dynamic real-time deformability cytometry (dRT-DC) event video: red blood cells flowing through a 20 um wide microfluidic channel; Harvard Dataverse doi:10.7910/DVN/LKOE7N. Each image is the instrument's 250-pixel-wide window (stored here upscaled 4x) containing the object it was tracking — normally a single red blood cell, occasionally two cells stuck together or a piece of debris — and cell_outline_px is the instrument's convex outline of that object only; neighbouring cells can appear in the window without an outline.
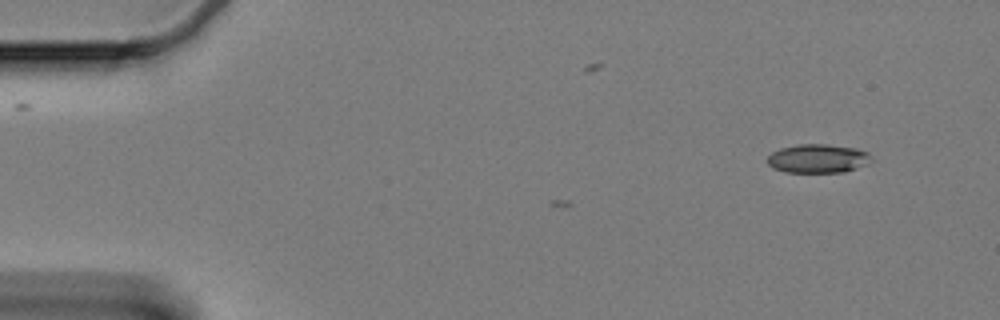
{"species": "Egyptian fruit bat (a non-hibernating species)", "species_latin": "Rousettus aegyptiacus", "temperature_condition": "cold", "stored_images_in_passage": 6, "camera_frame_rate_fps": 3000, "um_per_image_px": 0.085, "animal": {"sex": "female"}, "frame": {"image": 1, "passage_image": 1, "time_ms": 0.0, "image_size_px": [1000, 320], "cell_outline_px": [[872, 160], [868, 164], [844, 172], [784, 172], [772, 168], [768, 164], [768, 156], [772, 152], [780, 148], [796, 144], [828, 144], [856, 148], [868, 152]], "centroid_in_image_um": [69.51, 13.47], "position_along_channel_um": 15.5, "area_um2": 17.57}}